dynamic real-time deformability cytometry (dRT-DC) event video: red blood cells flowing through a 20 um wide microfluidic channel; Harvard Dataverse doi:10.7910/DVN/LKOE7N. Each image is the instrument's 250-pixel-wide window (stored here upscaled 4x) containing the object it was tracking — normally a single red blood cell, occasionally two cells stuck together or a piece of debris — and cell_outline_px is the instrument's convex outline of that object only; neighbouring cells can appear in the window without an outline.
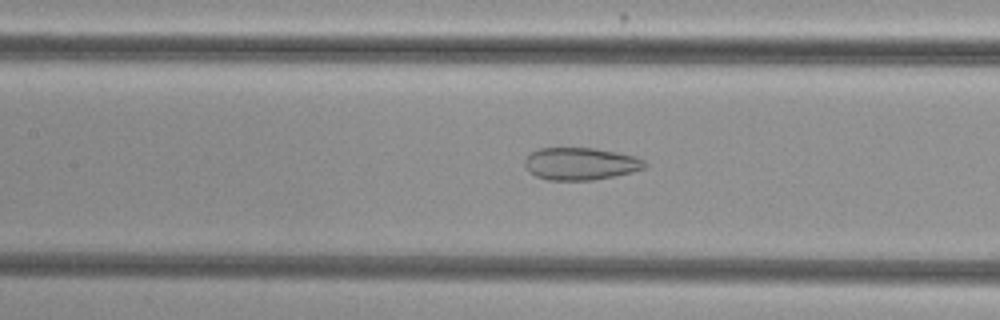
{"species": "common noctule bat (a hibernating species)", "species_latin": "Nyctalus noctula", "temperature_condition": "cold", "stored_images_in_passage": 37, "camera_frame_rate_fps": 3000, "um_per_image_px": 0.085, "animal": {"sex": "female", "body_mass_g": 29.2, "forearm_length_mm": 56.3}, "frame": {"image": 1, "passage_image": 14, "time_ms": 4.333, "image_size_px": [1000, 320], "cell_outline_px": [[648, 164], [644, 168], [632, 172], [616, 176], [592, 180], [548, 180], [536, 176], [528, 172], [524, 164], [524, 160], [532, 152], [540, 148], [592, 148], [616, 152], [636, 156], [644, 160]], "centroid_in_image_um": [49.35, 13.92], "position_along_channel_um": 158.0, "area_um2": 22.72}}
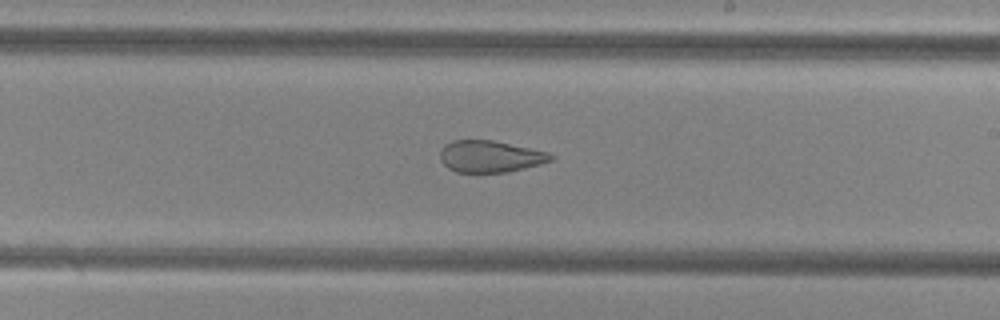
{"frame": {"image": 2, "passage_image": 21, "time_ms": 6.667, "image_size_px": [1000, 320], "cell_outline_px": [[556, 156], [552, 160], [540, 164], [508, 172], [456, 172], [448, 168], [440, 160], [440, 148], [444, 144], [452, 140], [492, 140], [548, 152]], "centroid_in_image_um": [41.64, 13.29], "position_along_channel_um": 247.4, "area_um2": 20.52}}
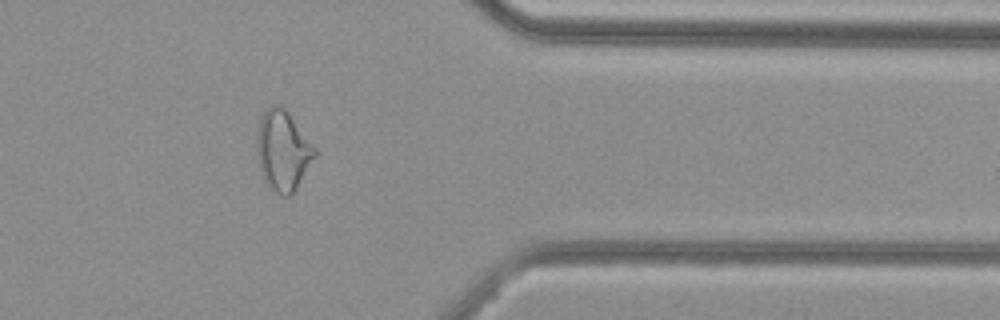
{"frame": {"image": 3, "passage_image": 33, "time_ms": 10.667, "image_size_px": [1000, 320], "cell_outline_px": [[316, 156], [292, 196], [280, 196], [264, 180], [260, 172], [256, 152], [256, 136], [260, 116], [272, 104], [280, 104], [288, 112], [316, 148]], "centroid_in_image_um": [24.03, 12.8], "position_along_channel_um": 387.4, "area_um2": 27.28}, "authors_computed_cell_mechanics": {"area_um2": 23.1778, "velocity_mm_per_s": 3.8372, "shape_relaxation_time_tau1_ms": null, "shape_relaxation_time_tau2_ms": 1.833, "deformation_change_tau1": null, "deformation_change_tau2": 0.0961}}